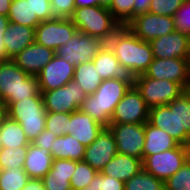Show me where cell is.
Instances as JSON below:
<instances>
[{"mask_svg": "<svg viewBox=\"0 0 190 190\" xmlns=\"http://www.w3.org/2000/svg\"><path fill=\"white\" fill-rule=\"evenodd\" d=\"M148 122L180 145L190 146V89L167 105L150 108Z\"/></svg>", "mask_w": 190, "mask_h": 190, "instance_id": "cell-1", "label": "cell"}, {"mask_svg": "<svg viewBox=\"0 0 190 190\" xmlns=\"http://www.w3.org/2000/svg\"><path fill=\"white\" fill-rule=\"evenodd\" d=\"M106 44L118 62L136 76L144 74L154 59L150 43L139 39L127 26H121Z\"/></svg>", "mask_w": 190, "mask_h": 190, "instance_id": "cell-2", "label": "cell"}, {"mask_svg": "<svg viewBox=\"0 0 190 190\" xmlns=\"http://www.w3.org/2000/svg\"><path fill=\"white\" fill-rule=\"evenodd\" d=\"M0 96L9 107L22 99L42 96L37 76L24 72L12 60L0 61Z\"/></svg>", "mask_w": 190, "mask_h": 190, "instance_id": "cell-3", "label": "cell"}, {"mask_svg": "<svg viewBox=\"0 0 190 190\" xmlns=\"http://www.w3.org/2000/svg\"><path fill=\"white\" fill-rule=\"evenodd\" d=\"M129 89L127 83L117 79L103 80L95 93L87 95L79 109L108 127L116 105Z\"/></svg>", "mask_w": 190, "mask_h": 190, "instance_id": "cell-4", "label": "cell"}, {"mask_svg": "<svg viewBox=\"0 0 190 190\" xmlns=\"http://www.w3.org/2000/svg\"><path fill=\"white\" fill-rule=\"evenodd\" d=\"M79 32L107 42L121 25L107 7L89 6L77 8L70 18Z\"/></svg>", "mask_w": 190, "mask_h": 190, "instance_id": "cell-5", "label": "cell"}, {"mask_svg": "<svg viewBox=\"0 0 190 190\" xmlns=\"http://www.w3.org/2000/svg\"><path fill=\"white\" fill-rule=\"evenodd\" d=\"M46 113L42 96L22 99L8 107V117L22 126L30 142L45 130Z\"/></svg>", "mask_w": 190, "mask_h": 190, "instance_id": "cell-6", "label": "cell"}, {"mask_svg": "<svg viewBox=\"0 0 190 190\" xmlns=\"http://www.w3.org/2000/svg\"><path fill=\"white\" fill-rule=\"evenodd\" d=\"M135 87L149 108L167 105L186 91L179 83L152 79L145 74L136 76Z\"/></svg>", "mask_w": 190, "mask_h": 190, "instance_id": "cell-7", "label": "cell"}, {"mask_svg": "<svg viewBox=\"0 0 190 190\" xmlns=\"http://www.w3.org/2000/svg\"><path fill=\"white\" fill-rule=\"evenodd\" d=\"M189 150L190 146L179 144L176 148L149 155L143 160V169L165 182L189 159Z\"/></svg>", "mask_w": 190, "mask_h": 190, "instance_id": "cell-8", "label": "cell"}, {"mask_svg": "<svg viewBox=\"0 0 190 190\" xmlns=\"http://www.w3.org/2000/svg\"><path fill=\"white\" fill-rule=\"evenodd\" d=\"M105 44L106 42L100 38L77 31L72 38H69L55 51V54L77 67L92 61Z\"/></svg>", "mask_w": 190, "mask_h": 190, "instance_id": "cell-9", "label": "cell"}, {"mask_svg": "<svg viewBox=\"0 0 190 190\" xmlns=\"http://www.w3.org/2000/svg\"><path fill=\"white\" fill-rule=\"evenodd\" d=\"M46 112L72 113L79 110L87 94L74 80L66 85L49 90L41 91Z\"/></svg>", "mask_w": 190, "mask_h": 190, "instance_id": "cell-10", "label": "cell"}, {"mask_svg": "<svg viewBox=\"0 0 190 190\" xmlns=\"http://www.w3.org/2000/svg\"><path fill=\"white\" fill-rule=\"evenodd\" d=\"M149 109L136 87H130L116 105L110 124H145Z\"/></svg>", "mask_w": 190, "mask_h": 190, "instance_id": "cell-11", "label": "cell"}, {"mask_svg": "<svg viewBox=\"0 0 190 190\" xmlns=\"http://www.w3.org/2000/svg\"><path fill=\"white\" fill-rule=\"evenodd\" d=\"M77 31L71 19L55 17L42 21L35 28V42L56 51Z\"/></svg>", "mask_w": 190, "mask_h": 190, "instance_id": "cell-12", "label": "cell"}, {"mask_svg": "<svg viewBox=\"0 0 190 190\" xmlns=\"http://www.w3.org/2000/svg\"><path fill=\"white\" fill-rule=\"evenodd\" d=\"M126 26L139 39L146 42L175 31L174 18L172 16L150 12L135 16Z\"/></svg>", "mask_w": 190, "mask_h": 190, "instance_id": "cell-13", "label": "cell"}, {"mask_svg": "<svg viewBox=\"0 0 190 190\" xmlns=\"http://www.w3.org/2000/svg\"><path fill=\"white\" fill-rule=\"evenodd\" d=\"M147 77L158 80H170L190 89V58H154L147 71Z\"/></svg>", "mask_w": 190, "mask_h": 190, "instance_id": "cell-14", "label": "cell"}, {"mask_svg": "<svg viewBox=\"0 0 190 190\" xmlns=\"http://www.w3.org/2000/svg\"><path fill=\"white\" fill-rule=\"evenodd\" d=\"M108 128L114 136L117 153L143 160L144 124H110Z\"/></svg>", "mask_w": 190, "mask_h": 190, "instance_id": "cell-15", "label": "cell"}, {"mask_svg": "<svg viewBox=\"0 0 190 190\" xmlns=\"http://www.w3.org/2000/svg\"><path fill=\"white\" fill-rule=\"evenodd\" d=\"M92 61L103 80L117 79L127 83L130 87H135L136 75L118 62L117 57L107 44Z\"/></svg>", "mask_w": 190, "mask_h": 190, "instance_id": "cell-16", "label": "cell"}, {"mask_svg": "<svg viewBox=\"0 0 190 190\" xmlns=\"http://www.w3.org/2000/svg\"><path fill=\"white\" fill-rule=\"evenodd\" d=\"M149 43L154 58H190V36L180 31L163 35Z\"/></svg>", "mask_w": 190, "mask_h": 190, "instance_id": "cell-17", "label": "cell"}, {"mask_svg": "<svg viewBox=\"0 0 190 190\" xmlns=\"http://www.w3.org/2000/svg\"><path fill=\"white\" fill-rule=\"evenodd\" d=\"M117 154L116 142L108 127H104L95 141L86 147L83 160L97 172Z\"/></svg>", "mask_w": 190, "mask_h": 190, "instance_id": "cell-18", "label": "cell"}, {"mask_svg": "<svg viewBox=\"0 0 190 190\" xmlns=\"http://www.w3.org/2000/svg\"><path fill=\"white\" fill-rule=\"evenodd\" d=\"M75 66L55 54L37 75L40 91L60 88L73 80Z\"/></svg>", "mask_w": 190, "mask_h": 190, "instance_id": "cell-19", "label": "cell"}, {"mask_svg": "<svg viewBox=\"0 0 190 190\" xmlns=\"http://www.w3.org/2000/svg\"><path fill=\"white\" fill-rule=\"evenodd\" d=\"M55 51L36 42L24 48L12 60L24 72L37 76L41 70L53 59Z\"/></svg>", "mask_w": 190, "mask_h": 190, "instance_id": "cell-20", "label": "cell"}, {"mask_svg": "<svg viewBox=\"0 0 190 190\" xmlns=\"http://www.w3.org/2000/svg\"><path fill=\"white\" fill-rule=\"evenodd\" d=\"M104 126L80 109L70 113L69 134L88 147L96 140Z\"/></svg>", "mask_w": 190, "mask_h": 190, "instance_id": "cell-21", "label": "cell"}, {"mask_svg": "<svg viewBox=\"0 0 190 190\" xmlns=\"http://www.w3.org/2000/svg\"><path fill=\"white\" fill-rule=\"evenodd\" d=\"M6 60L13 59L24 48L35 42V28L9 22L3 36Z\"/></svg>", "mask_w": 190, "mask_h": 190, "instance_id": "cell-22", "label": "cell"}, {"mask_svg": "<svg viewBox=\"0 0 190 190\" xmlns=\"http://www.w3.org/2000/svg\"><path fill=\"white\" fill-rule=\"evenodd\" d=\"M75 168V160H53L50 171L42 178L45 190H72L70 180Z\"/></svg>", "mask_w": 190, "mask_h": 190, "instance_id": "cell-23", "label": "cell"}, {"mask_svg": "<svg viewBox=\"0 0 190 190\" xmlns=\"http://www.w3.org/2000/svg\"><path fill=\"white\" fill-rule=\"evenodd\" d=\"M143 169V160L117 153L101 170V173L126 182Z\"/></svg>", "mask_w": 190, "mask_h": 190, "instance_id": "cell-24", "label": "cell"}, {"mask_svg": "<svg viewBox=\"0 0 190 190\" xmlns=\"http://www.w3.org/2000/svg\"><path fill=\"white\" fill-rule=\"evenodd\" d=\"M52 156L49 150L30 143L27 149L23 169L30 178L42 179L52 167Z\"/></svg>", "mask_w": 190, "mask_h": 190, "instance_id": "cell-25", "label": "cell"}, {"mask_svg": "<svg viewBox=\"0 0 190 190\" xmlns=\"http://www.w3.org/2000/svg\"><path fill=\"white\" fill-rule=\"evenodd\" d=\"M145 142L143 160L156 153L176 148L179 143L164 130L151 125L148 121L144 124Z\"/></svg>", "mask_w": 190, "mask_h": 190, "instance_id": "cell-26", "label": "cell"}, {"mask_svg": "<svg viewBox=\"0 0 190 190\" xmlns=\"http://www.w3.org/2000/svg\"><path fill=\"white\" fill-rule=\"evenodd\" d=\"M85 150L86 147L71 134H66L53 140L50 152L53 160L69 159L82 161Z\"/></svg>", "mask_w": 190, "mask_h": 190, "instance_id": "cell-27", "label": "cell"}, {"mask_svg": "<svg viewBox=\"0 0 190 190\" xmlns=\"http://www.w3.org/2000/svg\"><path fill=\"white\" fill-rule=\"evenodd\" d=\"M73 80L83 88L87 95L95 93L103 81L93 61L75 67Z\"/></svg>", "mask_w": 190, "mask_h": 190, "instance_id": "cell-28", "label": "cell"}, {"mask_svg": "<svg viewBox=\"0 0 190 190\" xmlns=\"http://www.w3.org/2000/svg\"><path fill=\"white\" fill-rule=\"evenodd\" d=\"M31 142L25 135L22 126L9 117L0 127V145L1 147L29 146Z\"/></svg>", "mask_w": 190, "mask_h": 190, "instance_id": "cell-29", "label": "cell"}, {"mask_svg": "<svg viewBox=\"0 0 190 190\" xmlns=\"http://www.w3.org/2000/svg\"><path fill=\"white\" fill-rule=\"evenodd\" d=\"M9 22L27 27L36 28L41 21L33 13V7L28 0H12L9 13Z\"/></svg>", "mask_w": 190, "mask_h": 190, "instance_id": "cell-30", "label": "cell"}, {"mask_svg": "<svg viewBox=\"0 0 190 190\" xmlns=\"http://www.w3.org/2000/svg\"><path fill=\"white\" fill-rule=\"evenodd\" d=\"M124 190H165V182L142 169L125 182Z\"/></svg>", "mask_w": 190, "mask_h": 190, "instance_id": "cell-31", "label": "cell"}, {"mask_svg": "<svg viewBox=\"0 0 190 190\" xmlns=\"http://www.w3.org/2000/svg\"><path fill=\"white\" fill-rule=\"evenodd\" d=\"M29 179L23 167L0 170V190H22Z\"/></svg>", "mask_w": 190, "mask_h": 190, "instance_id": "cell-32", "label": "cell"}, {"mask_svg": "<svg viewBox=\"0 0 190 190\" xmlns=\"http://www.w3.org/2000/svg\"><path fill=\"white\" fill-rule=\"evenodd\" d=\"M28 146L1 147L0 170L23 167Z\"/></svg>", "mask_w": 190, "mask_h": 190, "instance_id": "cell-33", "label": "cell"}, {"mask_svg": "<svg viewBox=\"0 0 190 190\" xmlns=\"http://www.w3.org/2000/svg\"><path fill=\"white\" fill-rule=\"evenodd\" d=\"M97 173L98 172L84 160L76 161V168L70 180L71 189L79 190L87 187Z\"/></svg>", "mask_w": 190, "mask_h": 190, "instance_id": "cell-34", "label": "cell"}, {"mask_svg": "<svg viewBox=\"0 0 190 190\" xmlns=\"http://www.w3.org/2000/svg\"><path fill=\"white\" fill-rule=\"evenodd\" d=\"M70 113L47 112L45 129L57 137L69 134Z\"/></svg>", "mask_w": 190, "mask_h": 190, "instance_id": "cell-35", "label": "cell"}, {"mask_svg": "<svg viewBox=\"0 0 190 190\" xmlns=\"http://www.w3.org/2000/svg\"><path fill=\"white\" fill-rule=\"evenodd\" d=\"M133 5L134 0H112L108 9L121 26H126L133 19Z\"/></svg>", "mask_w": 190, "mask_h": 190, "instance_id": "cell-36", "label": "cell"}, {"mask_svg": "<svg viewBox=\"0 0 190 190\" xmlns=\"http://www.w3.org/2000/svg\"><path fill=\"white\" fill-rule=\"evenodd\" d=\"M165 190H190V159L165 181Z\"/></svg>", "mask_w": 190, "mask_h": 190, "instance_id": "cell-37", "label": "cell"}, {"mask_svg": "<svg viewBox=\"0 0 190 190\" xmlns=\"http://www.w3.org/2000/svg\"><path fill=\"white\" fill-rule=\"evenodd\" d=\"M184 1L185 0H151L148 12L173 17Z\"/></svg>", "mask_w": 190, "mask_h": 190, "instance_id": "cell-38", "label": "cell"}, {"mask_svg": "<svg viewBox=\"0 0 190 190\" xmlns=\"http://www.w3.org/2000/svg\"><path fill=\"white\" fill-rule=\"evenodd\" d=\"M175 31L190 36V0H185L182 6L173 15Z\"/></svg>", "mask_w": 190, "mask_h": 190, "instance_id": "cell-39", "label": "cell"}, {"mask_svg": "<svg viewBox=\"0 0 190 190\" xmlns=\"http://www.w3.org/2000/svg\"><path fill=\"white\" fill-rule=\"evenodd\" d=\"M89 185L94 190H124L125 182L98 172Z\"/></svg>", "mask_w": 190, "mask_h": 190, "instance_id": "cell-40", "label": "cell"}, {"mask_svg": "<svg viewBox=\"0 0 190 190\" xmlns=\"http://www.w3.org/2000/svg\"><path fill=\"white\" fill-rule=\"evenodd\" d=\"M54 17L70 19L75 10V0H50Z\"/></svg>", "mask_w": 190, "mask_h": 190, "instance_id": "cell-41", "label": "cell"}, {"mask_svg": "<svg viewBox=\"0 0 190 190\" xmlns=\"http://www.w3.org/2000/svg\"><path fill=\"white\" fill-rule=\"evenodd\" d=\"M33 7V13L42 22L55 18L51 9L50 0H28Z\"/></svg>", "mask_w": 190, "mask_h": 190, "instance_id": "cell-42", "label": "cell"}, {"mask_svg": "<svg viewBox=\"0 0 190 190\" xmlns=\"http://www.w3.org/2000/svg\"><path fill=\"white\" fill-rule=\"evenodd\" d=\"M56 138L57 136L53 132L45 129L31 143L39 148L51 151L52 142Z\"/></svg>", "mask_w": 190, "mask_h": 190, "instance_id": "cell-43", "label": "cell"}, {"mask_svg": "<svg viewBox=\"0 0 190 190\" xmlns=\"http://www.w3.org/2000/svg\"><path fill=\"white\" fill-rule=\"evenodd\" d=\"M8 24V16L0 15V61L6 60V48L3 41V36L6 33Z\"/></svg>", "mask_w": 190, "mask_h": 190, "instance_id": "cell-44", "label": "cell"}, {"mask_svg": "<svg viewBox=\"0 0 190 190\" xmlns=\"http://www.w3.org/2000/svg\"><path fill=\"white\" fill-rule=\"evenodd\" d=\"M112 0H75V9L89 6H103L109 8Z\"/></svg>", "mask_w": 190, "mask_h": 190, "instance_id": "cell-45", "label": "cell"}, {"mask_svg": "<svg viewBox=\"0 0 190 190\" xmlns=\"http://www.w3.org/2000/svg\"><path fill=\"white\" fill-rule=\"evenodd\" d=\"M151 0H134L133 18L149 11Z\"/></svg>", "mask_w": 190, "mask_h": 190, "instance_id": "cell-46", "label": "cell"}, {"mask_svg": "<svg viewBox=\"0 0 190 190\" xmlns=\"http://www.w3.org/2000/svg\"><path fill=\"white\" fill-rule=\"evenodd\" d=\"M22 190H45L42 179L30 178Z\"/></svg>", "mask_w": 190, "mask_h": 190, "instance_id": "cell-47", "label": "cell"}, {"mask_svg": "<svg viewBox=\"0 0 190 190\" xmlns=\"http://www.w3.org/2000/svg\"><path fill=\"white\" fill-rule=\"evenodd\" d=\"M12 0H0V15L8 16Z\"/></svg>", "mask_w": 190, "mask_h": 190, "instance_id": "cell-48", "label": "cell"}, {"mask_svg": "<svg viewBox=\"0 0 190 190\" xmlns=\"http://www.w3.org/2000/svg\"><path fill=\"white\" fill-rule=\"evenodd\" d=\"M8 118V107L5 104H0V127Z\"/></svg>", "mask_w": 190, "mask_h": 190, "instance_id": "cell-49", "label": "cell"}, {"mask_svg": "<svg viewBox=\"0 0 190 190\" xmlns=\"http://www.w3.org/2000/svg\"><path fill=\"white\" fill-rule=\"evenodd\" d=\"M79 190H94L92 185H88L87 187H84L82 189H79Z\"/></svg>", "mask_w": 190, "mask_h": 190, "instance_id": "cell-50", "label": "cell"}, {"mask_svg": "<svg viewBox=\"0 0 190 190\" xmlns=\"http://www.w3.org/2000/svg\"><path fill=\"white\" fill-rule=\"evenodd\" d=\"M0 104H4V102H3L2 98H1V96H0Z\"/></svg>", "mask_w": 190, "mask_h": 190, "instance_id": "cell-51", "label": "cell"}]
</instances>
